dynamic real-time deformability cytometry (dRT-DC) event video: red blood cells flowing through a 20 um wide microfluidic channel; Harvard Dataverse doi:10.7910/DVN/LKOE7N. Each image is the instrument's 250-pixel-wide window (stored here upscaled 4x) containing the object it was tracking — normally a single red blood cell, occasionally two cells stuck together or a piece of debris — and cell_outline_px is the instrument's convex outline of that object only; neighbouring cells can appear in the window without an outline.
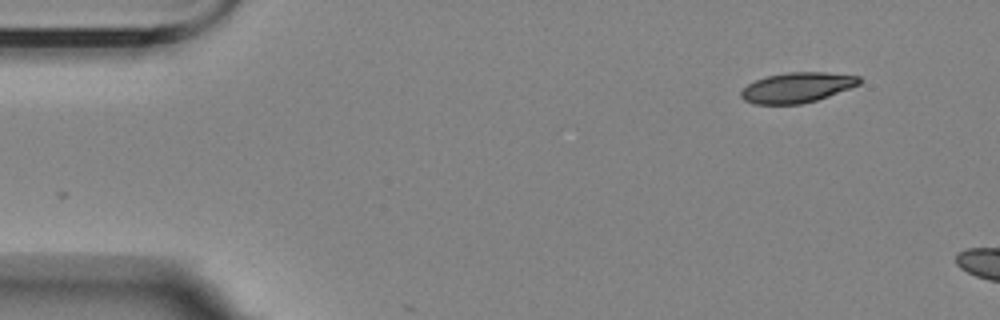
{"species": "Egyptian fruit bat (a non-hibernating species)", "species_latin": "Rousettus aegyptiacus", "temperature_condition": "room temperature", "stored_images_in_passage": 2, "camera_frame_rate_fps": 3000, "um_per_image_px": 0.085, "animal": {"sex": "female"}, "frame": {"image": 1, "passage_image": 1, "time_ms": 0.0, "image_size_px": [1000, 320], "cell_outline_px": [[860, 84], [828, 96], [816, 100], [800, 104], [752, 104], [744, 100], [740, 96], [740, 92], [748, 84], [756, 80], [768, 76], [788, 72], [824, 72], [860, 76]], "centroid_in_image_um": [67.73, 7.44], "position_along_channel_um": 17.3, "area_um2": 20.63}}